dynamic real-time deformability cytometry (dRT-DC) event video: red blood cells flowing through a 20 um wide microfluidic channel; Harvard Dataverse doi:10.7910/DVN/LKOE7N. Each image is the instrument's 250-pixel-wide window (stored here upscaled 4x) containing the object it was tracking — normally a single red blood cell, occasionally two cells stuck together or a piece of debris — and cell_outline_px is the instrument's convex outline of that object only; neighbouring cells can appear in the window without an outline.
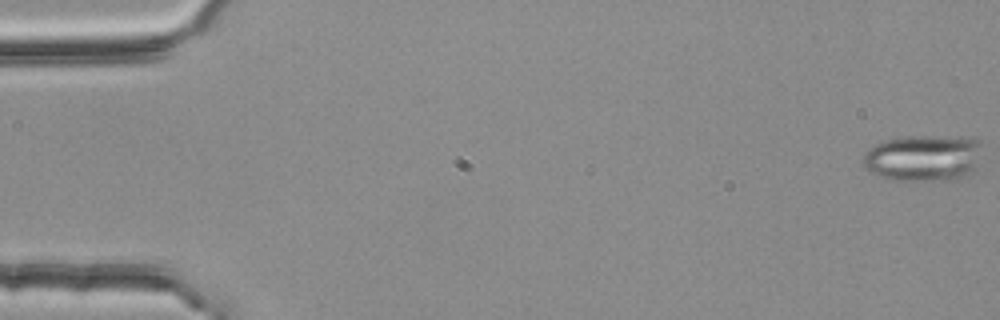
{"species": "common noctule bat (a hibernating species)", "species_latin": "Nyctalus noctula", "temperature_condition": "room temperature", "stored_images_in_passage": 4, "camera_frame_rate_fps": 3000, "um_per_image_px": 0.085, "animal": {"sex": "female", "body_mass_g": 25.1}, "frame": {"image": 1, "passage_image": 1, "time_ms": 0.0, "image_size_px": [1000, 320], "cell_outline_px": [[984, 144], [976, 172], [968, 176], [952, 180], [892, 180], [880, 176], [872, 172], [864, 164], [864, 152], [868, 148], [884, 140], [980, 140]], "centroid_in_image_um": [78.54, 13.53], "position_along_channel_um": 6.5, "area_um2": 30.81}}